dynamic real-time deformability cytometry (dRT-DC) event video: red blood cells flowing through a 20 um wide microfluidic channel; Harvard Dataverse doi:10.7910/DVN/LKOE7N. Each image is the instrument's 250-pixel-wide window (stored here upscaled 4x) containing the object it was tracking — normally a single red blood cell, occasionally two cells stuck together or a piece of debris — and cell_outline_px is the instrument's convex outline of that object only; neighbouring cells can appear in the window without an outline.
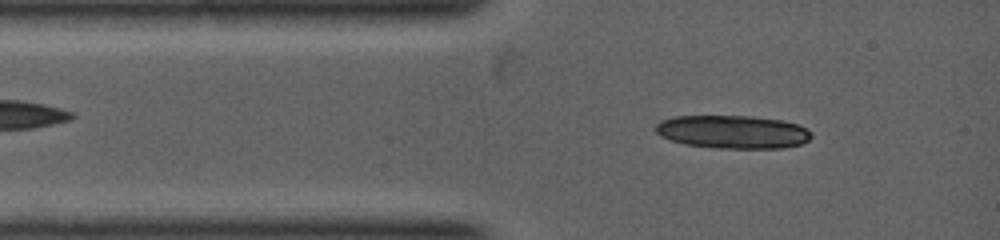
{"species": "common noctule bat (a hibernating species)", "species_latin": "Nyctalus noctula", "temperature_condition": "warm", "stored_images_in_passage": 4, "camera_frame_rate_fps": 5000, "um_per_image_px": 0.085, "animal": {"sex": "female", "body_mass_g": 19.0, "forearm_length_mm": 53.3}, "frame": {"image": 1, "passage_image": 2, "time_ms": 0.2, "image_size_px": [1000, 240], "cell_outline_px": [[812, 136], [808, 140], [800, 144], [784, 148], [716, 148], [684, 144], [660, 136], [656, 132], [656, 124], [660, 120], [672, 116], [752, 116], [784, 120], [796, 124], [812, 132]], "centroid_in_image_um": [62.27, 11.2], "position_along_channel_um": 22.7, "area_um2": 30.23}}